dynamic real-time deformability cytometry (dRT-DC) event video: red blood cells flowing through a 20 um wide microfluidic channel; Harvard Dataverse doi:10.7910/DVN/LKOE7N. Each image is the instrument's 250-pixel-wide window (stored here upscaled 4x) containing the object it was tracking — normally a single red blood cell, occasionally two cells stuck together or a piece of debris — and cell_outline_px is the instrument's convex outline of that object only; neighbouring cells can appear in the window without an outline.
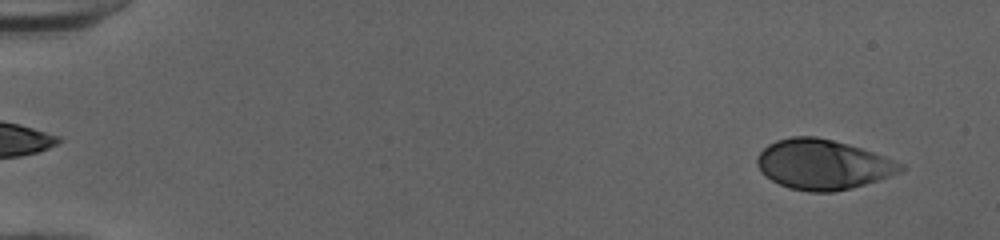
{"species": "human", "species_latin": "Homo sapiens", "temperature_condition": "cold", "stored_images_in_passage": 51, "camera_frame_rate_fps": 3000, "um_per_image_px": 0.085, "donor": {"sex": "female"}, "frame": {"image": 1, "passage_image": 3, "time_ms": 0.667, "image_size_px": [1000, 240], "cell_outline_px": [[904, 168], [900, 172], [852, 188], [832, 192], [808, 192], [788, 188], [764, 176], [760, 172], [756, 164], [756, 156], [768, 144], [776, 140], [792, 136], [816, 136], [848, 144], [884, 156], [904, 164]], "centroid_in_image_um": [69.89, 13.98], "position_along_channel_um": 15.1, "area_um2": 41.73}}
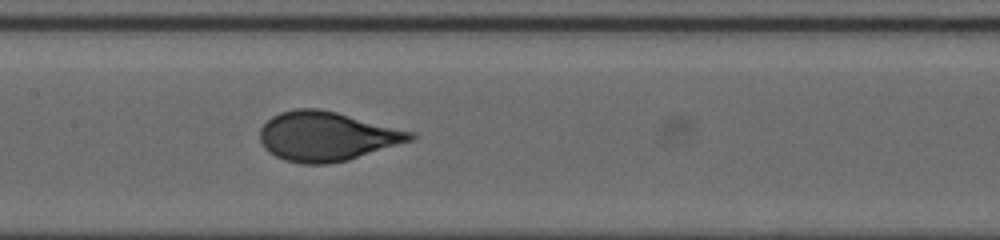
{"frame": {"image": 2, "passage_image": 26, "time_ms": 8.333, "image_size_px": [1000, 240], "cell_outline_px": [[416, 136], [412, 140], [348, 160], [328, 164], [300, 164], [284, 160], [268, 152], [264, 148], [260, 140], [260, 128], [272, 116], [280, 112], [296, 108], [320, 108], [416, 132]], "centroid_in_image_um": [27.76, 11.58], "position_along_channel_um": 179.6, "area_um2": 43.35}}
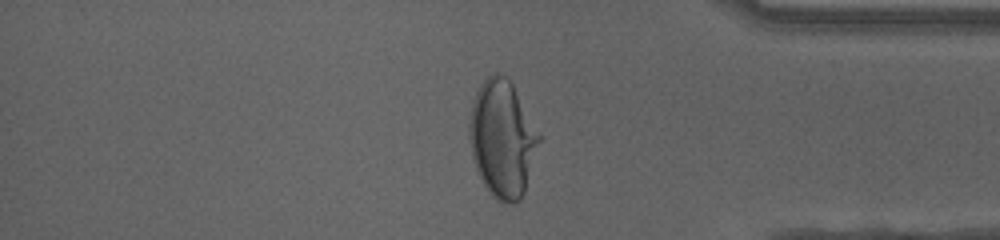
{"frame": {"image": 3, "passage_image": 43, "time_ms": 14.0, "image_size_px": [1000, 240], "cell_outline_px": [[540, 140], [524, 192], [520, 200], [512, 204], [504, 204], [496, 200], [492, 196], [484, 184], [476, 168], [472, 156], [468, 136], [468, 116], [472, 100], [480, 84], [492, 72], [496, 72], [504, 76], [512, 84], [540, 132]], "centroid_in_image_um": [42.67, 11.79], "position_along_channel_um": 392.5, "area_um2": 47.74}, "authors_computed_cell_mechanics": {"area_um2": 42.2518, "velocity_mm_per_s": 4.0206, "shape_relaxation_time_tau1_ms": 5.0125, "shape_relaxation_time_tau2_ms": null, "deformation_change_tau1": 0.2192, "deformation_change_tau2": null}}